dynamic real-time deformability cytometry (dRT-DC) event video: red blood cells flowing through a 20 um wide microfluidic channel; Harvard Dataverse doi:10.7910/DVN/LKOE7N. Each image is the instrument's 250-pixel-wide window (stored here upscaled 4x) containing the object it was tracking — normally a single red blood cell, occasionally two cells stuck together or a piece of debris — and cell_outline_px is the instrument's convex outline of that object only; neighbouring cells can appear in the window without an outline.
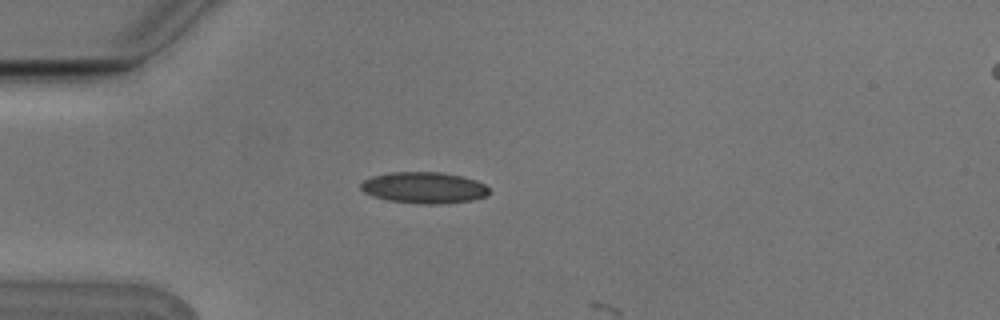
{"species": "Egyptian fruit bat (a non-hibernating species)", "species_latin": "Rousettus aegyptiacus", "temperature_condition": "cold", "stored_images_in_passage": 2, "camera_frame_rate_fps": 3000, "um_per_image_px": 0.085, "animal": {"sex": "male"}, "frame": {"image": 1, "passage_image": 1, "time_ms": 0.0, "image_size_px": [1000, 320], "cell_outline_px": [[488, 196], [472, 200], [440, 204], [420, 204], [388, 200], [372, 196], [364, 192], [360, 188], [360, 184], [364, 180], [372, 176], [392, 172], [440, 172], [460, 176], [476, 180], [484, 184], [488, 188]], "centroid_in_image_um": [36.03, 15.96], "position_along_channel_um": 49.0, "area_um2": 23.41}}